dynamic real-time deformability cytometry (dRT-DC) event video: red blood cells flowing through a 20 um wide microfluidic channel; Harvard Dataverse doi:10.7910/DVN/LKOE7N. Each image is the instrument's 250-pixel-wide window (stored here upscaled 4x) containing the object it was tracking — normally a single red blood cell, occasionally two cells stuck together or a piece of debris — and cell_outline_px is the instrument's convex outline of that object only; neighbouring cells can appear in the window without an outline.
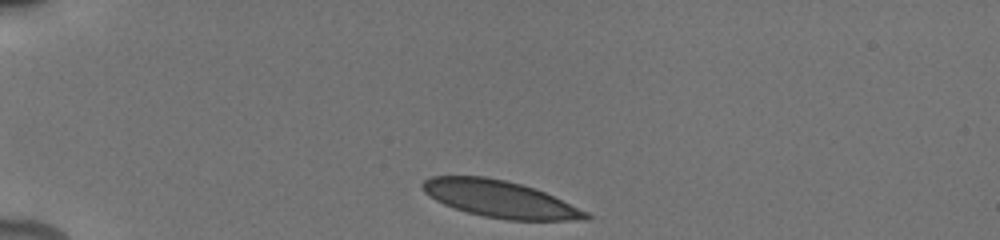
{"species": "human", "species_latin": "Homo sapiens", "temperature_condition": "cold", "stored_images_in_passage": 21, "camera_frame_rate_fps": 3000, "um_per_image_px": 0.085, "donor": {"sex": "male"}, "frame": {"image": 1, "passage_image": 1, "time_ms": 0.0, "image_size_px": [1000, 240], "cell_outline_px": [[592, 216], [588, 220], [508, 220], [484, 216], [468, 212], [444, 204], [436, 200], [424, 192], [420, 184], [424, 180], [432, 176], [484, 176], [504, 180], [536, 188], [588, 212]], "centroid_in_image_um": [42.51, 16.92], "position_along_channel_um": 42.5, "area_um2": 34.91}}
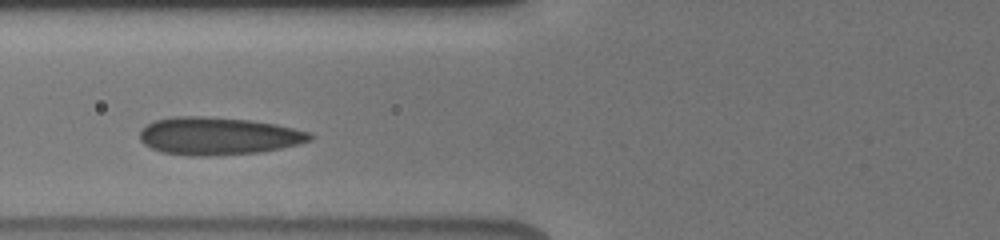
{"frame": {"image": 2, "passage_image": 20, "time_ms": 3.0, "image_size_px": [1000, 240], "cell_outline_px": [[316, 136], [312, 140], [280, 148], [260, 152], [212, 156], [188, 156], [160, 152], [144, 144], [140, 140], [140, 128], [156, 120], [176, 116], [204, 116], [252, 120], [276, 124], [312, 132]], "centroid_in_image_um": [18.56, 11.56], "position_along_channel_um": 107.2, "area_um2": 37.69}}